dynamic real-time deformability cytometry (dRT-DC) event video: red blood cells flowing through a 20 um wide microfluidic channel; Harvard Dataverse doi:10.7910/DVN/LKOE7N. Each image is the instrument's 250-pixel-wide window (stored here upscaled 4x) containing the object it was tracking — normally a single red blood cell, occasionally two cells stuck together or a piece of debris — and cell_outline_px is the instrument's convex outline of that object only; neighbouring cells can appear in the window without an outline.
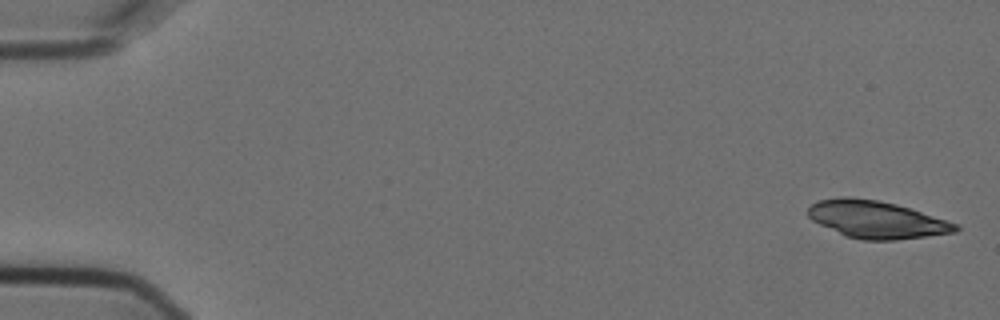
{"species": "Egyptian fruit bat (a non-hibernating species)", "species_latin": "Rousettus aegyptiacus", "temperature_condition": "cold", "stored_images_in_passage": 4, "camera_frame_rate_fps": 3000, "um_per_image_px": 0.085, "animal": {"sex": "female"}, "frame": {"image": 1, "passage_image": 1, "time_ms": 0.0, "image_size_px": [1000, 320], "cell_outline_px": [[960, 228], [956, 232], [896, 240], [864, 240], [844, 236], [812, 220], [808, 216], [808, 208], [816, 200], [840, 196], [848, 196], [880, 200], [896, 204], [960, 224]], "centroid_in_image_um": [74.49, 18.65], "position_along_channel_um": 10.5, "area_um2": 32.31}}